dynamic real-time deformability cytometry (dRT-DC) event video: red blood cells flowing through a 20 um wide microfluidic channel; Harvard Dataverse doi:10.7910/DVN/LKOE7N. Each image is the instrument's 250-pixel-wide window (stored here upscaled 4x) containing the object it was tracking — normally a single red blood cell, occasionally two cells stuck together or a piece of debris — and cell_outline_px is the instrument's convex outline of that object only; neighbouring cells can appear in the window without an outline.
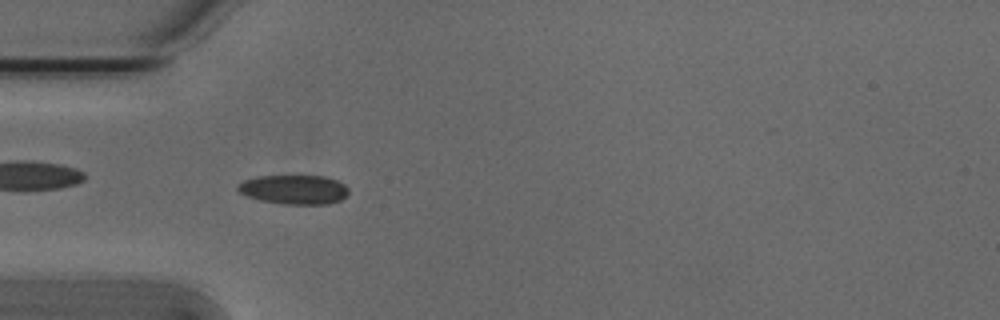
{"species": "Egyptian fruit bat (a non-hibernating species)", "species_latin": "Rousettus aegyptiacus", "temperature_condition": "cold", "stored_images_in_passage": 53, "camera_frame_rate_fps": 3000, "um_per_image_px": 0.085, "animal": {"sex": "male"}, "frame": {"image": 1, "passage_image": 16, "time_ms": 5.0, "image_size_px": [1000, 320], "cell_outline_px": [[348, 192], [340, 200], [328, 204], [284, 204], [260, 200], [248, 196], [240, 192], [236, 188], [236, 184], [244, 180], [256, 176], [324, 176], [336, 180], [344, 184], [348, 188]], "centroid_in_image_um": [24.97, 16.1], "position_along_channel_um": 60.0, "area_um2": 18.84}}
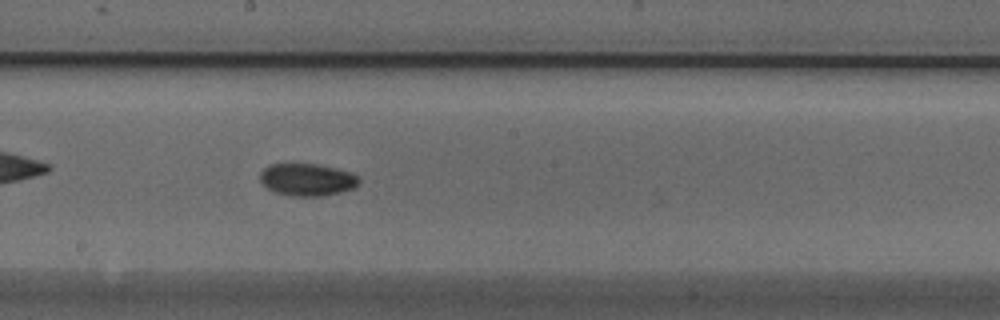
{"frame": {"image": 2, "passage_image": 29, "time_ms": 9.333, "image_size_px": [1000, 320], "cell_outline_px": [[360, 180], [356, 188], [340, 192], [320, 196], [292, 196], [276, 192], [268, 188], [260, 180], [260, 172], [268, 164], [316, 164], [336, 168], [352, 172]], "centroid_in_image_um": [26.12, 15.26], "position_along_channel_um": 222.1, "area_um2": 18.61}}
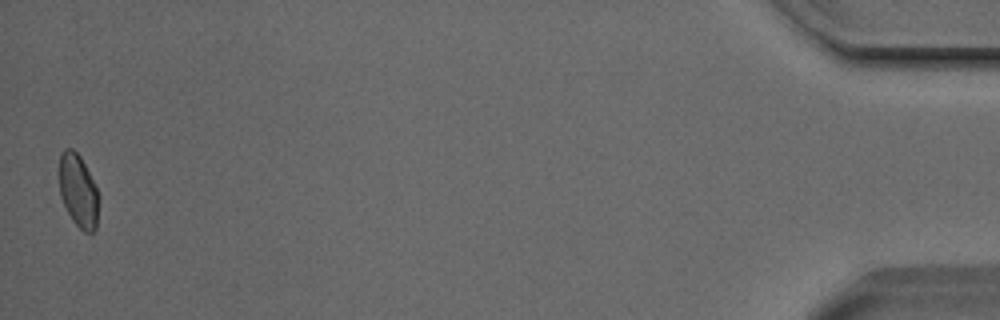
{"frame": {"image": 3, "passage_image": 53, "time_ms": 17.333, "image_size_px": [1000, 320], "cell_outline_px": [[100, 196], [96, 228], [92, 232], [84, 232], [72, 220], [60, 196], [56, 172], [60, 152], [64, 148], [72, 148], [80, 156]], "centroid_in_image_um": [6.6, 16.17], "position_along_channel_um": 428.6, "area_um2": 17.34}, "authors_computed_cell_mechanics": {"area_um2": 17.8024, "velocity_mm_per_s": 3.8072, "shape_relaxation_time_tau1_ms": 7.4474, "shape_relaxation_time_tau2_ms": 8.7513, "deformation_change_tau1": 0.1186, "deformation_change_tau2": 0.0948}}